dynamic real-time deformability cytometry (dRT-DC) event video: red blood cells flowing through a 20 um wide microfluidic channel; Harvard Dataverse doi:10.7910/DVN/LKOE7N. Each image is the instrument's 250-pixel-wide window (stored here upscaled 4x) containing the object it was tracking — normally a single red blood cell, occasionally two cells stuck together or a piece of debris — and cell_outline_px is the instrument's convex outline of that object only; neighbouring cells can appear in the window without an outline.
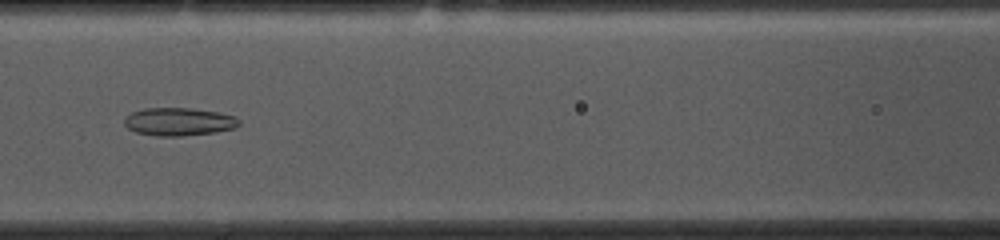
{"species": "common noctule bat (a hibernating species)", "species_latin": "Nyctalus noctula", "temperature_condition": "cold", "stored_images_in_passage": 46, "camera_frame_rate_fps": 3000, "um_per_image_px": 0.085, "animal": {"sex": "female", "body_mass_g": 10.0, "forearm_length_mm": 53.1}, "frame": {"image": 1, "passage_image": 15, "time_ms": 4.667, "image_size_px": [1000, 240], "cell_outline_px": [[240, 124], [236, 128], [216, 132], [180, 136], [156, 136], [136, 132], [128, 128], [124, 124], [124, 120], [132, 112], [144, 108], [192, 108], [216, 112], [236, 116], [240, 120]], "centroid_in_image_um": [15.23, 10.34], "position_along_channel_um": 151.4, "area_um2": 18.73}}
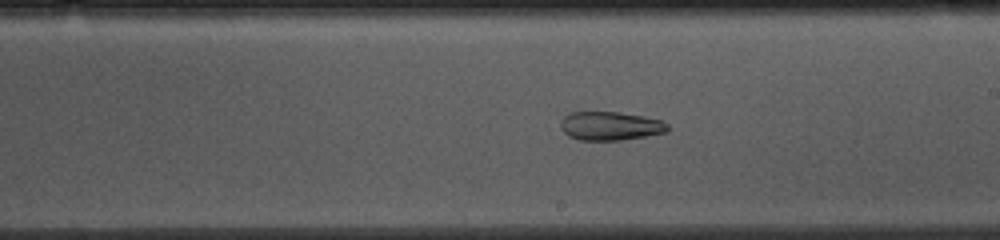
{"frame": {"image": 2, "passage_image": 22, "time_ms": 7.0, "image_size_px": [1000, 240], "cell_outline_px": [[668, 132], [620, 140], [580, 140], [568, 136], [560, 128], [560, 120], [568, 112], [620, 112], [644, 116], [664, 120], [668, 124]], "centroid_in_image_um": [51.87, 10.69], "position_along_channel_um": 237.1, "area_um2": 18.09}}
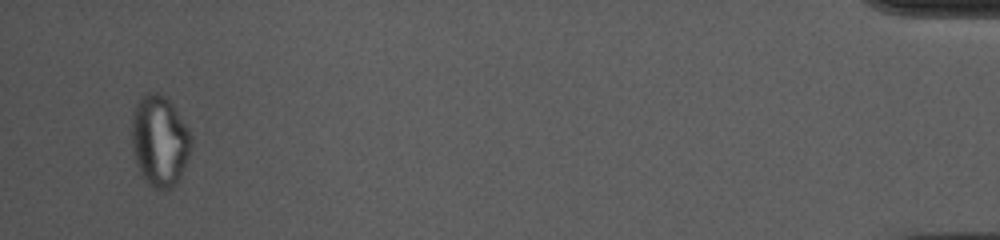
{"frame": {"image": 3, "passage_image": 44, "time_ms": 14.333, "image_size_px": [1000, 240], "cell_outline_px": [[192, 144], [188, 160], [176, 184], [172, 188], [152, 188], [144, 180], [136, 164], [132, 152], [132, 116], [136, 104], [148, 92], [160, 92], [172, 104], [188, 128], [192, 140]], "centroid_in_image_um": [13.57, 11.99], "position_along_channel_um": 421.6, "area_um2": 31.56}, "authors_computed_cell_mechanics": {"area_um2": 23.2645, "velocity_mm_per_s": 3.6847, "shape_relaxation_time_tau1_ms": null, "shape_relaxation_time_tau2_ms": 3.1478, "deformation_change_tau1": null, "deformation_change_tau2": 0.0901}}